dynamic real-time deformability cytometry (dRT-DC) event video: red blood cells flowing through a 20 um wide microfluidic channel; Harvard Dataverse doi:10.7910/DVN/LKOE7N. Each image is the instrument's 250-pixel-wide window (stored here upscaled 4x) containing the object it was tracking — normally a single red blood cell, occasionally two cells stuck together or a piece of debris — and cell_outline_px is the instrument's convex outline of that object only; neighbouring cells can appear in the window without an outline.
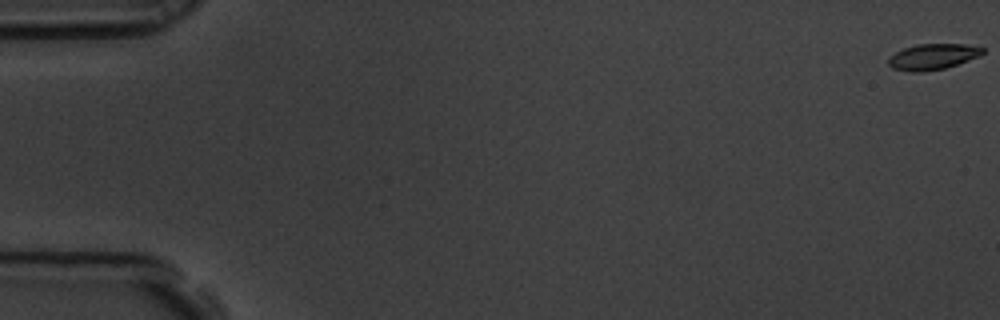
{"species": "common noctule bat (a hibernating species)", "species_latin": "Nyctalus noctula", "temperature_condition": "room temperature", "stored_images_in_passage": 61, "camera_frame_rate_fps": 3000, "um_per_image_px": 0.085, "animal": {"sex": "male", "body_mass_g": 19.5, "forearm_length_mm": 54.6}, "frame": {"image": 1, "passage_image": 1, "time_ms": 0.0, "image_size_px": [1000, 320], "cell_outline_px": [[984, 52], [980, 56], [944, 68], [920, 72], [908, 72], [892, 68], [888, 64], [888, 56], [904, 48], [916, 44], [968, 44], [984, 48]], "centroid_in_image_um": [79.26, 4.81], "position_along_channel_um": 5.7, "area_um2": 14.22}}
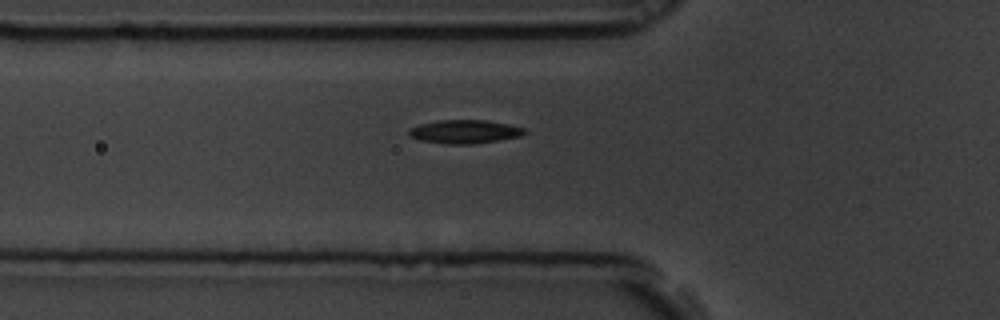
{"frame": {"image": 2, "passage_image": 22, "time_ms": 7.0, "image_size_px": [1000, 320], "cell_outline_px": [[528, 132], [524, 136], [472, 144], [444, 144], [420, 140], [408, 136], [408, 128], [420, 124], [440, 120], [488, 120], [508, 124], [524, 128]], "centroid_in_image_um": [39.5, 11.19], "position_along_channel_um": 86.3, "area_um2": 16.07}}
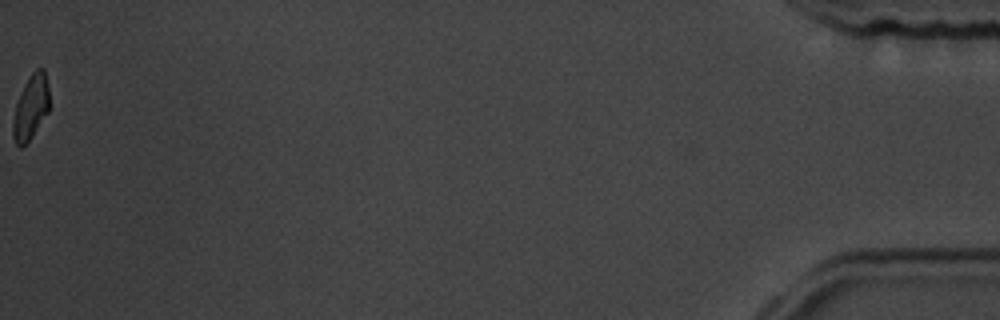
{"frame": {"image": 3, "passage_image": 61, "time_ms": 20.0, "image_size_px": [1000, 320], "cell_outline_px": [[48, 112], [32, 136], [20, 148], [16, 144], [12, 136], [12, 120], [16, 104], [20, 92], [24, 84], [32, 72], [36, 68], [44, 68], [48, 84]], "centroid_in_image_um": [2.6, 9.1], "position_along_channel_um": 432.6, "area_um2": 13.64}, "authors_computed_cell_mechanics": {"area_um2": 14.9124, "velocity_mm_per_s": 3.4454, "shape_relaxation_time_tau1_ms": 3.1913, "shape_relaxation_time_tau2_ms": 8.7526, "deformation_change_tau1": 0.1549, "deformation_change_tau2": 0.1459}}